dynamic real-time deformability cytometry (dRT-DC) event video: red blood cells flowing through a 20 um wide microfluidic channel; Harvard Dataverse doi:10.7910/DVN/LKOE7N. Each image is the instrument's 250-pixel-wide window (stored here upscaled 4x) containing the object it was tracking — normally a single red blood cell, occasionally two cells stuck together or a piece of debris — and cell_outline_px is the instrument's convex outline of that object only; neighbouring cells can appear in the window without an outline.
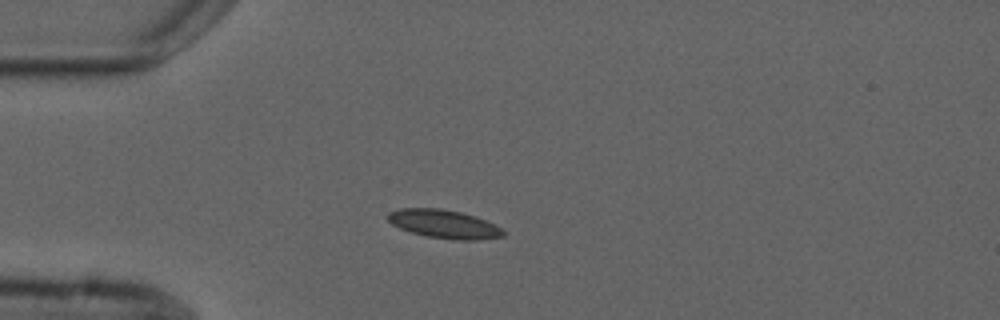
{"species": "common noctule bat (a hibernating species)", "species_latin": "Nyctalus noctula", "temperature_condition": "cold", "stored_images_in_passage": 6, "camera_frame_rate_fps": 3000, "um_per_image_px": 0.085, "animal": {"sex": "male", "forearm_length_mm": 52.5}, "frame": {"image": 1, "passage_image": 3, "time_ms": 2.333, "image_size_px": [1000, 320], "cell_outline_px": [[504, 236], [480, 240], [452, 240], [428, 236], [412, 232], [400, 228], [392, 224], [388, 220], [388, 212], [400, 208], [440, 208], [460, 212], [484, 220], [500, 228], [504, 232]], "centroid_in_image_um": [37.71, 19.05], "position_along_channel_um": 47.3, "area_um2": 18.9}}
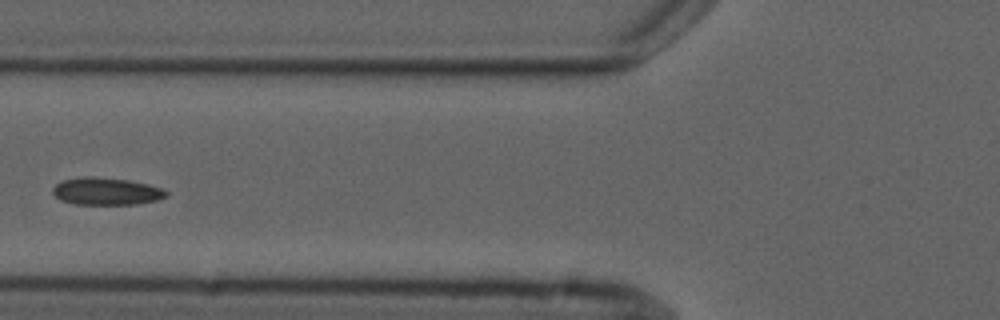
{"frame": {"image": 2, "passage_image": 5, "time_ms": 4.667, "image_size_px": [1000, 320], "cell_outline_px": [[168, 196], [156, 200], [136, 204], [76, 204], [60, 200], [52, 192], [52, 188], [60, 180], [84, 176], [92, 176], [128, 180], [148, 184], [164, 188], [168, 192]], "centroid_in_image_um": [9.03, 16.25], "position_along_channel_um": 116.8, "area_um2": 18.21}}
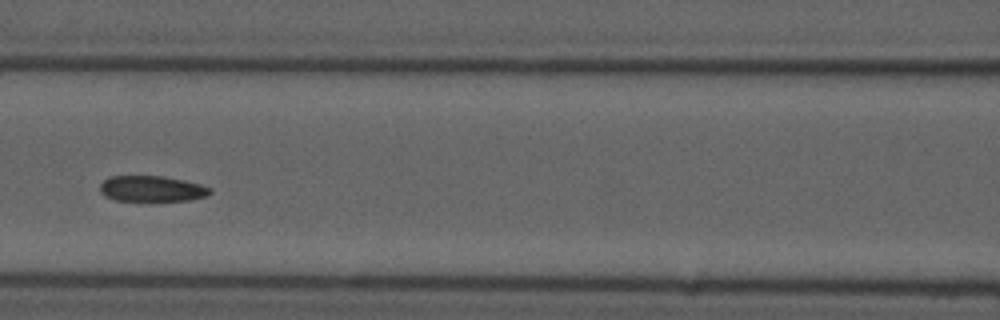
{"frame": {"image": 3, "passage_image": 6, "time_ms": 5.667, "image_size_px": [1000, 320], "cell_outline_px": [[212, 192], [208, 196], [188, 200], [152, 204], [148, 204], [116, 200], [104, 196], [100, 192], [100, 184], [108, 176], [164, 176], [184, 180], [200, 184], [212, 188]], "centroid_in_image_um": [12.91, 16.1], "position_along_channel_um": 153.7, "area_um2": 17.63}}